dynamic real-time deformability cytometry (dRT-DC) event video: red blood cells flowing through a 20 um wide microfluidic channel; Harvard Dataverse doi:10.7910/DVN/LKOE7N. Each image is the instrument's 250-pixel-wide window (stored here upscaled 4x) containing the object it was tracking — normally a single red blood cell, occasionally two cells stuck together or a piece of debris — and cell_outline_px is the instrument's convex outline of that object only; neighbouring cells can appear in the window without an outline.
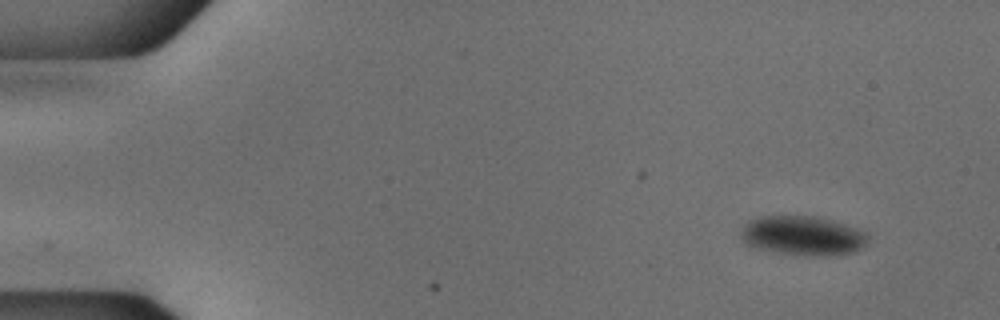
{"species": "common noctule bat (a hibernating species)", "species_latin": "Nyctalus noctula", "temperature_condition": "cold", "stored_images_in_passage": 41, "camera_frame_rate_fps": 3000, "um_per_image_px": 0.085, "animal": {"sex": "male", "body_mass_g": 18.8}, "frame": {"image": 1, "passage_image": 1, "time_ms": 0.0, "image_size_px": [1000, 320], "cell_outline_px": [[868, 240], [856, 252], [836, 256], [804, 256], [776, 252], [756, 248], [748, 244], [740, 236], [740, 232], [744, 224], [748, 220], [760, 216], [816, 216], [832, 220], [868, 232]], "centroid_in_image_um": [68.25, 20.04], "position_along_channel_um": 16.7, "area_um2": 29.54}}
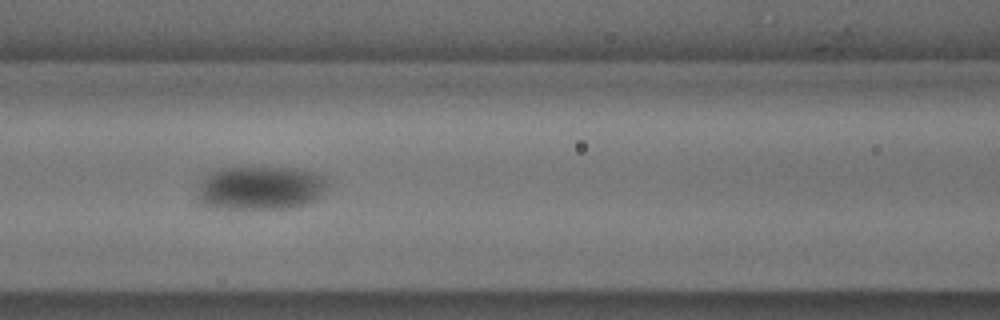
{"frame": {"image": 2, "passage_image": 20, "time_ms": 6.333, "image_size_px": [1000, 320], "cell_outline_px": [[328, 184], [320, 196], [304, 204], [284, 208], [212, 208], [204, 204], [196, 196], [200, 184], [204, 176], [208, 172], [216, 168], [296, 168], [312, 172], [324, 176]], "centroid_in_image_um": [22.08, 15.96], "position_along_channel_um": 144.5, "area_um2": 32.95}}
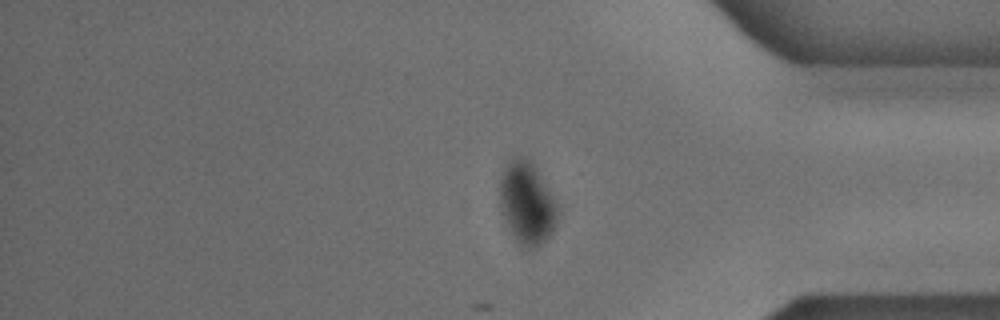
{"frame": {"image": 3, "passage_image": 41, "time_ms": 13.333, "image_size_px": [1000, 320], "cell_outline_px": [[560, 212], [556, 224], [552, 232], [536, 248], [528, 248], [520, 244], [512, 232], [504, 216], [500, 204], [500, 176], [508, 160], [512, 156], [524, 156], [536, 168], [556, 200]], "centroid_in_image_um": [44.81, 17.22], "position_along_channel_um": 390.4, "area_um2": 27.57}}